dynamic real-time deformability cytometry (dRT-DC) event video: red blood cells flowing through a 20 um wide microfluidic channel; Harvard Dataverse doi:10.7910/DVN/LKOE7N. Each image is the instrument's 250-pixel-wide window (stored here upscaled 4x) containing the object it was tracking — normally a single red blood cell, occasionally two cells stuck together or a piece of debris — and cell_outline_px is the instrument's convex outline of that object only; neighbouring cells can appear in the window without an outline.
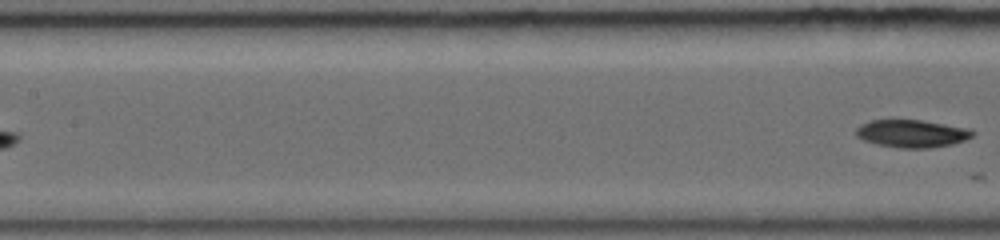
{"species": "common noctule bat (a hibernating species)", "species_latin": "Nyctalus noctula", "temperature_condition": "warm", "stored_images_in_passage": 17, "segment_of_instrument_passage": [2, 2], "camera_frame_rate_fps": 5000, "um_per_image_px": 0.085, "animal": {"sex": "female", "body_mass_g": 19.0, "forearm_length_mm": 56.7}, "frame": {"image": 1, "passage_image": 17, "time_ms": 6.6, "image_size_px": [1000, 240], "cell_outline_px": [[976, 132], [972, 136], [964, 140], [952, 144], [932, 148], [900, 148], [876, 144], [864, 140], [856, 136], [856, 128], [860, 124], [872, 120], [920, 120], [968, 128]], "centroid_in_image_um": [77.5, 11.36], "position_along_channel_um": 129.9, "area_um2": 18.73}}